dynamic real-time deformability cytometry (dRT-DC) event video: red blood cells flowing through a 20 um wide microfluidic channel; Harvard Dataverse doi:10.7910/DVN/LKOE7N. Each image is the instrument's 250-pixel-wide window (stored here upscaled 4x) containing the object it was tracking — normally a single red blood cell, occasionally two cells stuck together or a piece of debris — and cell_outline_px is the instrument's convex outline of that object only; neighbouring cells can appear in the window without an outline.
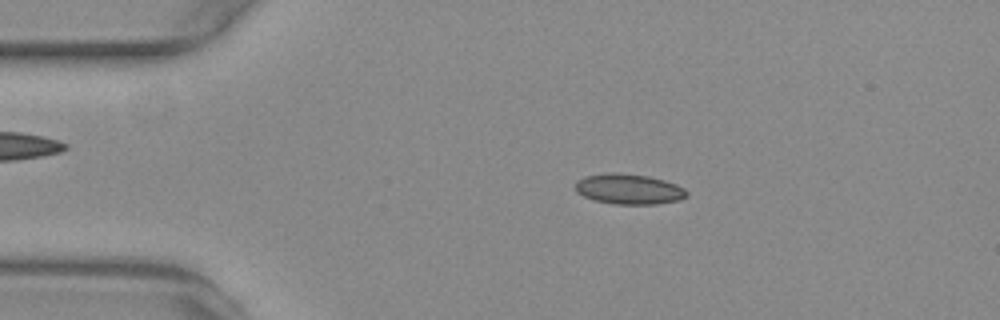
{"species": "common noctule bat (a hibernating species)", "species_latin": "Nyctalus noctula", "temperature_condition": "warm", "stored_images_in_passage": 18, "camera_frame_rate_fps": 3000, "um_per_image_px": 0.085, "animal": {"sex": "female", "body_mass_g": 29.2, "forearm_length_mm": 56.3}, "frame": {"image": 1, "passage_image": 9, "time_ms": 2.667, "image_size_px": [1000, 320], "cell_outline_px": [[688, 196], [680, 200], [656, 204], [616, 204], [592, 200], [576, 192], [576, 180], [584, 176], [612, 172], [616, 172], [648, 176], [664, 180], [676, 184], [684, 188], [688, 192]], "centroid_in_image_um": [53.46, 16.07], "position_along_channel_um": 31.5, "area_um2": 19.83}}
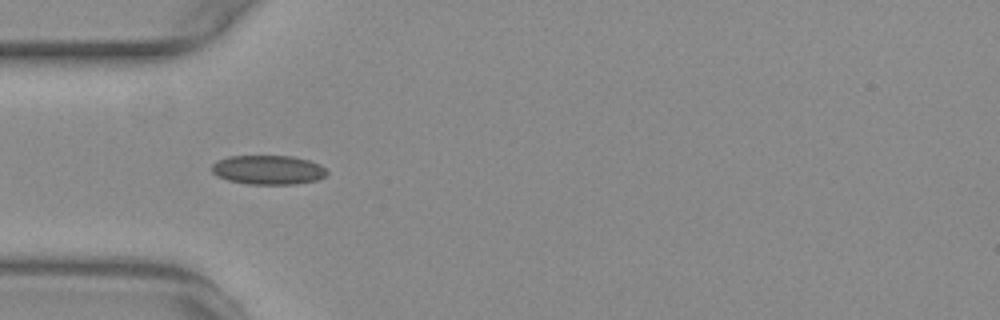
{"frame": {"image": 2, "passage_image": 15, "time_ms": 4.667, "image_size_px": [1000, 320], "cell_outline_px": [[328, 172], [324, 176], [316, 180], [296, 184], [248, 184], [228, 180], [216, 176], [212, 172], [212, 164], [216, 160], [228, 156], [292, 156], [308, 160], [320, 164]], "centroid_in_image_um": [22.76, 14.43], "position_along_channel_um": 62.2, "area_um2": 19.65}}